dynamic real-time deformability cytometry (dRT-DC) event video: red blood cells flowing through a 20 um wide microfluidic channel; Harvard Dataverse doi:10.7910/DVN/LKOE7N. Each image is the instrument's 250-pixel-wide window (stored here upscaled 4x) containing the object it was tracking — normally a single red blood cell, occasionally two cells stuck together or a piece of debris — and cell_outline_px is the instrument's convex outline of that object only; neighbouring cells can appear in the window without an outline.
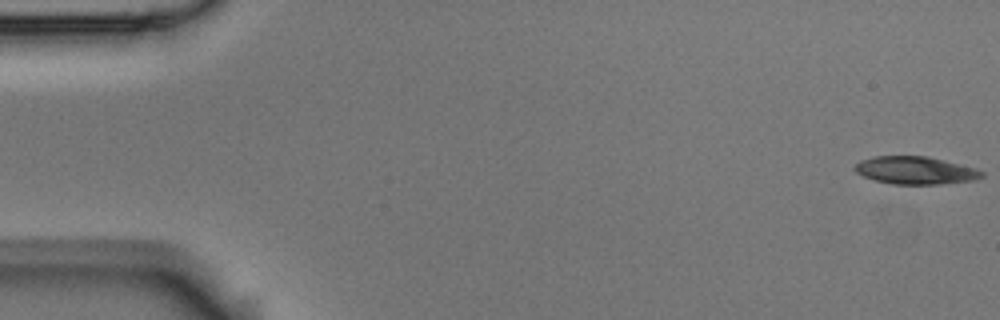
{"species": "Egyptian fruit bat (a non-hibernating species)", "species_latin": "Rousettus aegyptiacus", "temperature_condition": "room temperature", "stored_images_in_passage": 6, "camera_frame_rate_fps": 3000, "um_per_image_px": 0.085, "animal": {"sex": "male"}, "frame": {"image": 1, "passage_image": 1, "time_ms": 0.0, "image_size_px": [1000, 320], "cell_outline_px": [[984, 176], [976, 180], [936, 184], [892, 184], [876, 180], [864, 176], [856, 172], [852, 168], [860, 160], [876, 156], [928, 156], [976, 168], [984, 172]], "centroid_in_image_um": [77.82, 14.48], "position_along_channel_um": 7.2, "area_um2": 20.46}}
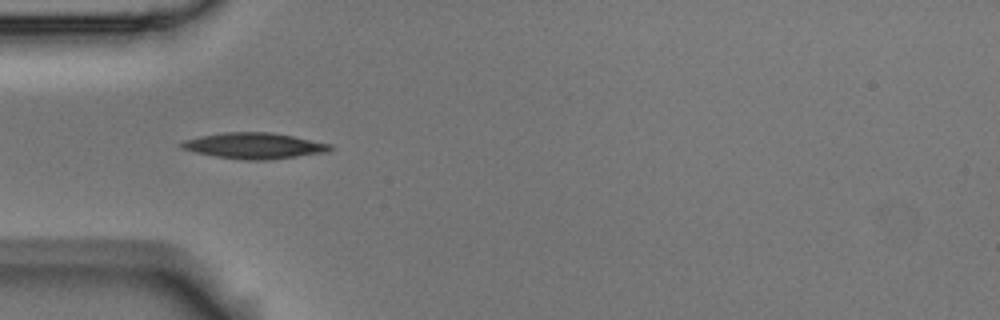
{"frame": {"image": 2, "passage_image": 5, "time_ms": 1.333, "image_size_px": [1000, 320], "cell_outline_px": [[332, 148], [328, 152], [268, 160], [244, 160], [216, 156], [196, 152], [180, 148], [180, 144], [184, 140], [200, 136], [224, 132], [272, 132], [332, 144]], "centroid_in_image_um": [21.61, 12.38], "position_along_channel_um": 63.4, "area_um2": 22.37}}
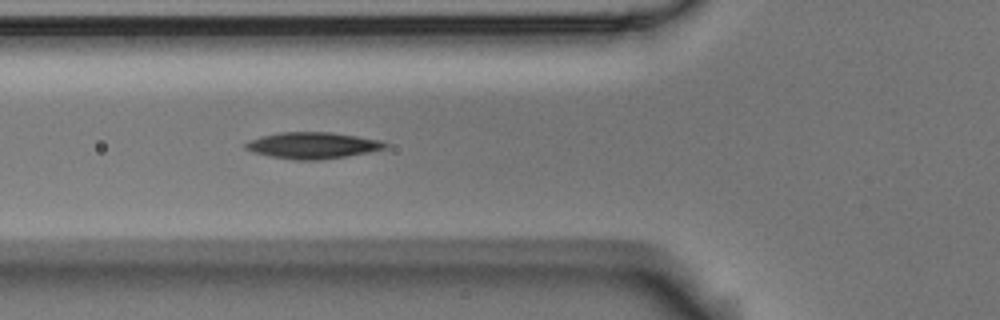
{"frame": {"image": 3, "passage_image": 6, "time_ms": 1.667, "image_size_px": [1000, 320], "cell_outline_px": [[388, 144], [384, 148], [368, 152], [348, 156], [320, 160], [296, 160], [272, 156], [252, 152], [244, 148], [244, 144], [248, 140], [260, 136], [280, 132], [332, 132], [384, 140]], "centroid_in_image_um": [26.57, 12.35], "position_along_channel_um": 99.2, "area_um2": 21.62}}